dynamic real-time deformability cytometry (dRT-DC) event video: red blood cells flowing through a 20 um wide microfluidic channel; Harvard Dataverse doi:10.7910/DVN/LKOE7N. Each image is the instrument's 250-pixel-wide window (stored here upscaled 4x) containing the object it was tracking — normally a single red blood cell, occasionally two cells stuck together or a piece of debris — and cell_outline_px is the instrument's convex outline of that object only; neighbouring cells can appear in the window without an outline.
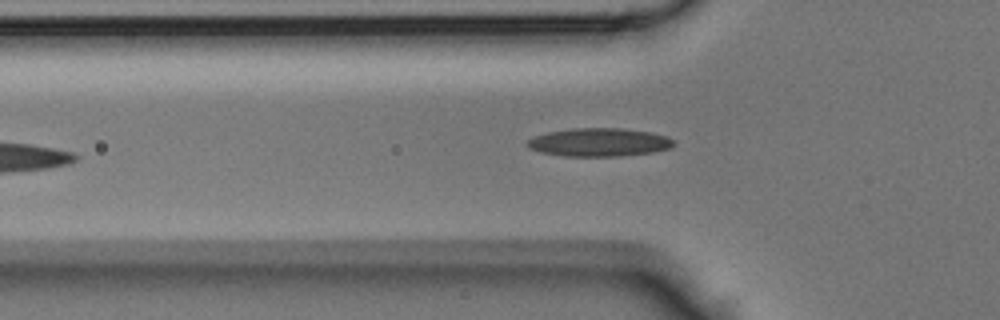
{"species": "Egyptian fruit bat (a non-hibernating species)", "species_latin": "Rousettus aegyptiacus", "temperature_condition": "room temperature", "stored_images_in_passage": 29, "camera_frame_rate_fps": 3000, "um_per_image_px": 0.085, "animal": {"sex": "male"}, "frame": {"image": 1, "passage_image": 3, "time_ms": 0.667, "image_size_px": [1000, 320], "cell_outline_px": [[676, 144], [668, 148], [652, 152], [620, 156], [564, 156], [544, 152], [528, 148], [524, 144], [528, 140], [536, 136], [548, 132], [572, 128], [620, 128], [652, 132], [668, 136]], "centroid_in_image_um": [50.93, 12.09], "position_along_channel_um": 74.9, "area_um2": 24.04}}
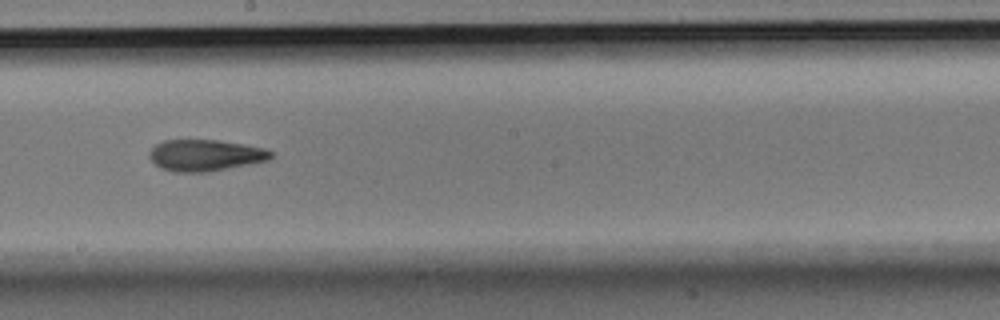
{"frame": {"image": 2, "passage_image": 13, "time_ms": 4.0, "image_size_px": [1000, 320], "cell_outline_px": [[272, 156], [268, 160], [208, 172], [176, 172], [164, 168], [156, 164], [148, 156], [148, 152], [156, 144], [164, 140], [220, 140], [264, 148], [272, 152]], "centroid_in_image_um": [17.43, 13.19], "position_along_channel_um": 230.8, "area_um2": 22.02}}
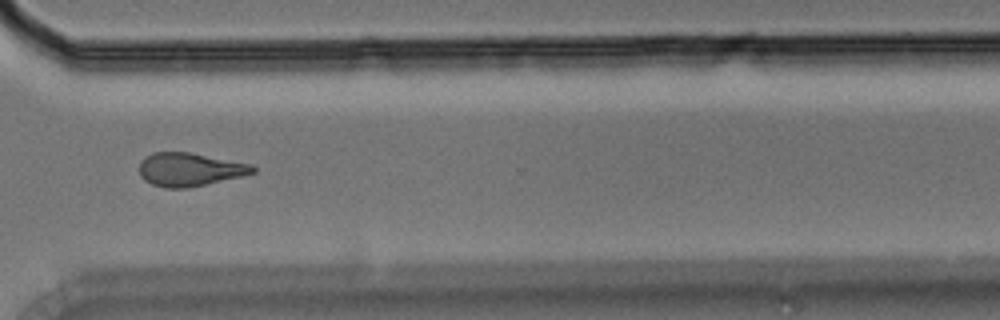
{"frame": {"image": 3, "passage_image": 21, "time_ms": 6.667, "image_size_px": [1000, 320], "cell_outline_px": [[256, 172], [244, 176], [188, 188], [164, 188], [152, 184], [144, 180], [140, 176], [140, 160], [144, 156], [152, 152], [188, 152], [252, 164], [256, 168]], "centroid_in_image_um": [16.12, 14.41], "position_along_channel_um": 354.5, "area_um2": 22.25}}